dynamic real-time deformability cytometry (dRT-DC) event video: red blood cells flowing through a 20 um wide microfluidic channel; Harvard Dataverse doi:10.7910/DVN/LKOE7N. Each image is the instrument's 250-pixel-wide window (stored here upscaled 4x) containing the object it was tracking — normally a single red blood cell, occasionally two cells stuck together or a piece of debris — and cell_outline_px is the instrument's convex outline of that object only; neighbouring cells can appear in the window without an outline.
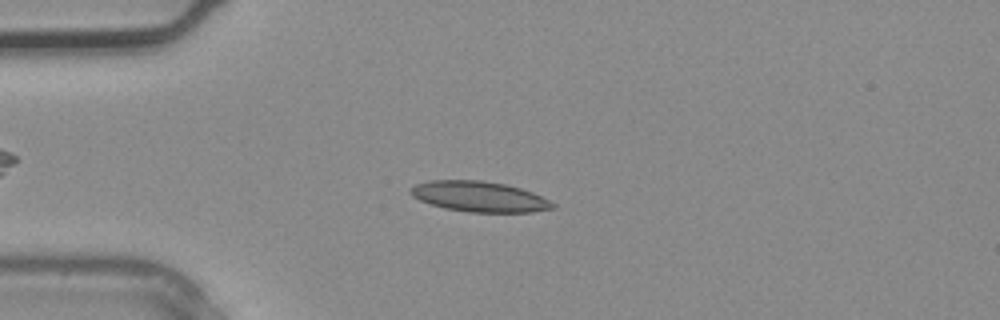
{"species": "common noctule bat (a hibernating species)", "species_latin": "Nyctalus noctula", "temperature_condition": "warm", "stored_images_in_passage": 2, "camera_frame_rate_fps": 3000, "um_per_image_px": 0.085, "animal": {"sex": "male", "body_mass_g": 20.4}, "frame": {"image": 1, "passage_image": 2, "time_ms": 0.333, "image_size_px": [1000, 320], "cell_outline_px": [[556, 208], [532, 212], [468, 212], [444, 208], [420, 200], [412, 196], [408, 192], [416, 184], [428, 180], [484, 180], [504, 184], [520, 188], [532, 192], [556, 204]], "centroid_in_image_um": [40.74, 16.71], "position_along_channel_um": 44.3, "area_um2": 25.2}}